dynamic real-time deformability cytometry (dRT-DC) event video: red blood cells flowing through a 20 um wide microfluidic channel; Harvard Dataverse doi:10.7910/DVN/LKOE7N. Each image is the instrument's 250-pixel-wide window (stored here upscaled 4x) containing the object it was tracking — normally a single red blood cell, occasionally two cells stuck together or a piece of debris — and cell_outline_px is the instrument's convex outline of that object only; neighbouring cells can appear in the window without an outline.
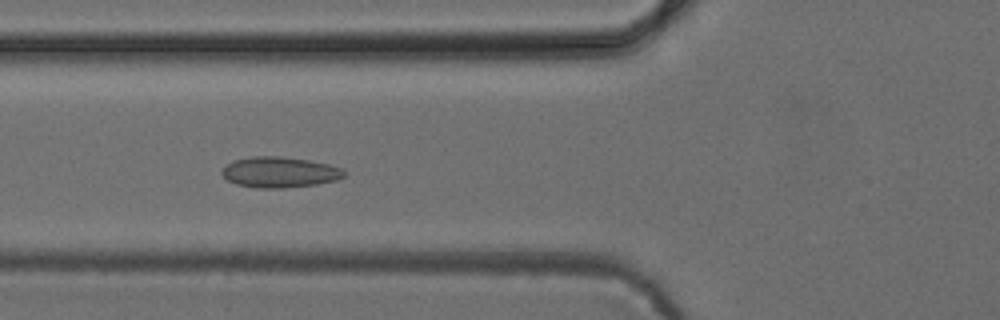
{"species": "common noctule bat (a hibernating species)", "species_latin": "Nyctalus noctula", "temperature_condition": "cold", "stored_images_in_passage": 7, "camera_frame_rate_fps": 3000, "um_per_image_px": 0.085, "animal": {"sex": "female", "body_mass_g": 24.6, "forearm_length_mm": 56.2}, "frame": {"image": 1, "passage_image": 4, "time_ms": 4.333, "image_size_px": [1000, 320], "cell_outline_px": [[344, 176], [336, 180], [316, 184], [284, 188], [256, 188], [236, 184], [228, 180], [220, 172], [228, 164], [236, 160], [252, 156], [280, 156], [308, 160], [328, 164], [340, 168], [344, 172]], "centroid_in_image_um": [23.75, 14.64], "position_along_channel_um": 102.0, "area_um2": 21.62}}
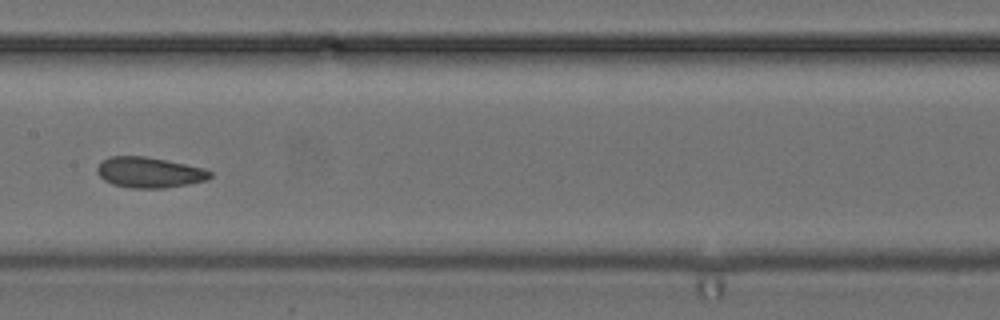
{"frame": {"image": 2, "passage_image": 6, "time_ms": 6.667, "image_size_px": [1000, 320], "cell_outline_px": [[212, 176], [208, 180], [188, 184], [164, 188], [132, 188], [112, 184], [104, 180], [96, 172], [96, 168], [108, 156], [144, 156], [168, 160], [204, 168], [212, 172]], "centroid_in_image_um": [12.71, 14.65], "position_along_channel_um": 194.7, "area_um2": 20.23}}
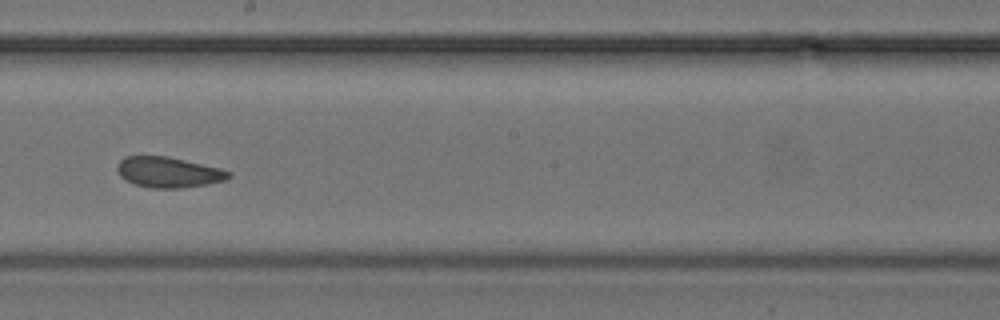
{"frame": {"image": 3, "passage_image": 7, "time_ms": 7.667, "image_size_px": [1000, 320], "cell_outline_px": [[232, 176], [224, 180], [208, 184], [180, 188], [152, 188], [136, 184], [120, 176], [116, 168], [120, 160], [124, 156], [168, 156], [220, 168], [232, 172]], "centroid_in_image_um": [14.34, 14.63], "position_along_channel_um": 233.9, "area_um2": 19.77}}